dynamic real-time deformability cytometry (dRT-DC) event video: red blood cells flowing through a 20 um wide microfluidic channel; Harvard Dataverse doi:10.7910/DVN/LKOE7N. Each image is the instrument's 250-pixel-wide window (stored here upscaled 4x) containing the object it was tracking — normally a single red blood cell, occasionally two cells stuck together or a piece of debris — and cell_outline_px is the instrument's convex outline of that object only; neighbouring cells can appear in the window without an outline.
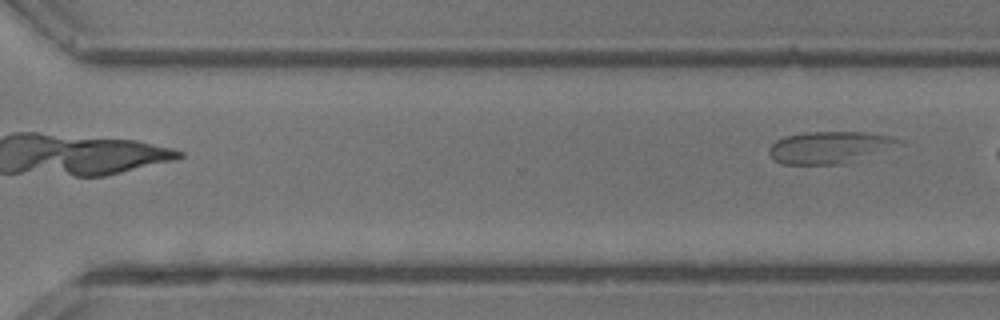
{"species": "common noctule bat (a hibernating species)", "species_latin": "Nyctalus noctula", "temperature_condition": "room temperature", "stored_images_in_passage": 17, "camera_frame_rate_fps": 3000, "um_per_image_px": 0.085, "animal": {"sex": "male", "body_mass_g": 13.3}, "frame": {"image": 1, "passage_image": 17, "time_ms": 5.333, "image_size_px": [1000, 320], "cell_outline_px": [[896, 140], [844, 164], [780, 164], [768, 152], [768, 148], [776, 140], [784, 136], [808, 132], [864, 132], [884, 136]], "centroid_in_image_um": [70.15, 12.52], "position_along_channel_um": 300.4, "area_um2": 22.37}}